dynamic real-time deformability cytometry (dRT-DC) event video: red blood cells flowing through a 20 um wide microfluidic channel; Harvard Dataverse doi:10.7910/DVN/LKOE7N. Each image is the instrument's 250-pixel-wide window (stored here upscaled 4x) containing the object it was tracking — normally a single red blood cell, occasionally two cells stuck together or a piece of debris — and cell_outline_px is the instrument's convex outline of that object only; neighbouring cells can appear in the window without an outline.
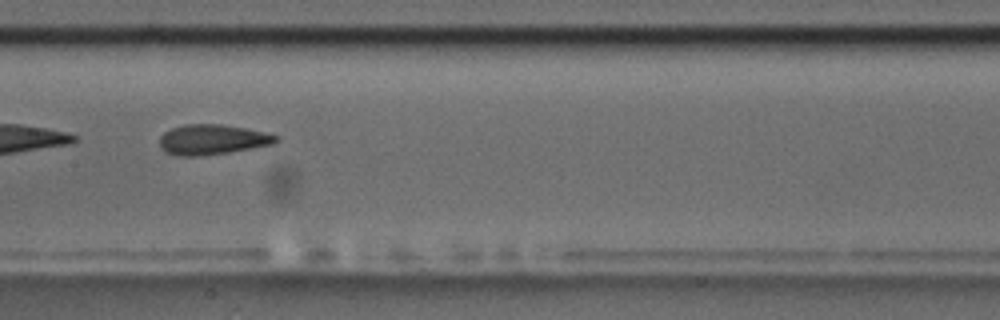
{"species": "common noctule bat (a hibernating species)", "species_latin": "Nyctalus noctula", "temperature_condition": "room temperature", "stored_images_in_passage": 6, "camera_frame_rate_fps": 3000, "um_per_image_px": 0.085, "animal": {"sex": "male", "body_mass_g": 17.5, "forearm_length_mm": 52.3}, "frame": {"image": 1, "passage_image": 5, "time_ms": 1.333, "image_size_px": [1000, 320], "cell_outline_px": [[280, 140], [272, 144], [252, 148], [228, 152], [200, 156], [176, 156], [164, 152], [160, 148], [160, 136], [164, 132], [172, 128], [184, 124], [220, 124], [244, 128], [264, 132], [280, 136]], "centroid_in_image_um": [18.02, 11.87], "position_along_channel_um": 189.4, "area_um2": 20.52}}